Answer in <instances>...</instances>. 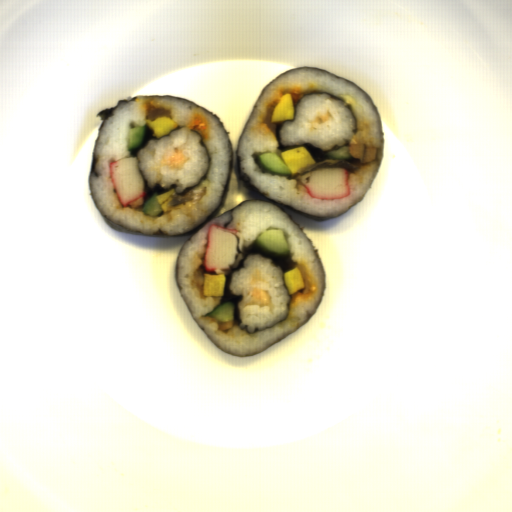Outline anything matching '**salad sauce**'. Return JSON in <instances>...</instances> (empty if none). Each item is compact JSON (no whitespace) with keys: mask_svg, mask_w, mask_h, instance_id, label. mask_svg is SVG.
<instances>
[{"mask_svg":"<svg viewBox=\"0 0 512 512\" xmlns=\"http://www.w3.org/2000/svg\"><path fill=\"white\" fill-rule=\"evenodd\" d=\"M331 117L332 116H331L330 112H328V111L326 114H319L315 119H313L312 126H311L312 130L316 129L318 126H320L324 122L329 121V119Z\"/></svg>","mask_w":512,"mask_h":512,"instance_id":"3","label":"salad sauce"},{"mask_svg":"<svg viewBox=\"0 0 512 512\" xmlns=\"http://www.w3.org/2000/svg\"><path fill=\"white\" fill-rule=\"evenodd\" d=\"M189 160L186 153H183L182 149L175 148V150L170 154L167 160H165L166 166H173L178 168H183L184 162Z\"/></svg>","mask_w":512,"mask_h":512,"instance_id":"1","label":"salad sauce"},{"mask_svg":"<svg viewBox=\"0 0 512 512\" xmlns=\"http://www.w3.org/2000/svg\"><path fill=\"white\" fill-rule=\"evenodd\" d=\"M251 301H254L260 305L272 304V295L265 289L253 288V293L250 297Z\"/></svg>","mask_w":512,"mask_h":512,"instance_id":"2","label":"salad sauce"}]
</instances>
